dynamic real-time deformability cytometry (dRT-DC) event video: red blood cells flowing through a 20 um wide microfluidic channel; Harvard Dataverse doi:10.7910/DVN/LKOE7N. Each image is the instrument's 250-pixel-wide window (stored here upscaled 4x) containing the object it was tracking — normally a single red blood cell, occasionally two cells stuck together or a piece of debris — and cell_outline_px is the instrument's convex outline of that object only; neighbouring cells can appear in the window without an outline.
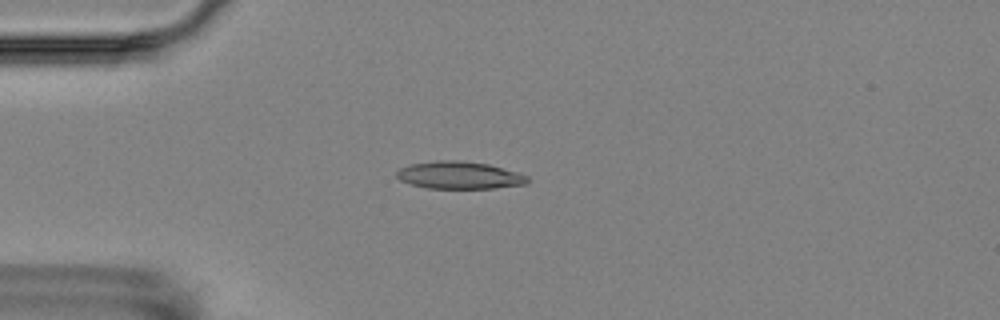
{"species": "Egyptian fruit bat (a non-hibernating species)", "species_latin": "Rousettus aegyptiacus", "temperature_condition": "room temperature", "stored_images_in_passage": 17, "camera_frame_rate_fps": 3000, "um_per_image_px": 0.085, "animal": {"sex": "female"}, "frame": {"image": 1, "passage_image": 5, "time_ms": 4.667, "image_size_px": [1000, 320], "cell_outline_px": [[528, 184], [496, 188], [428, 188], [412, 184], [400, 180], [396, 176], [396, 172], [400, 168], [412, 164], [436, 160], [460, 160], [488, 164], [516, 172], [528, 176]], "centroid_in_image_um": [39.05, 14.89], "position_along_channel_um": 45.9, "area_um2": 20.81}}
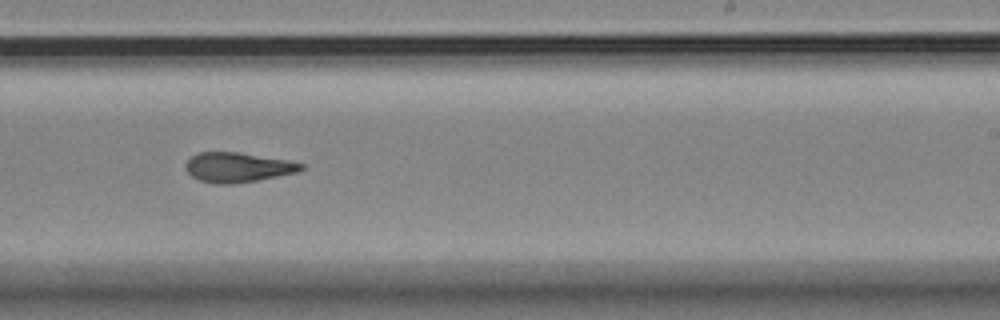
{"frame": {"image": 2, "passage_image": 11, "time_ms": 11.333, "image_size_px": [1000, 320], "cell_outline_px": [[304, 168], [296, 172], [236, 184], [212, 184], [200, 180], [192, 176], [184, 168], [184, 164], [192, 156], [200, 152], [236, 152], [288, 160], [304, 164]], "centroid_in_image_um": [20.16, 14.23], "position_along_channel_um": 268.8, "area_um2": 19.88}}
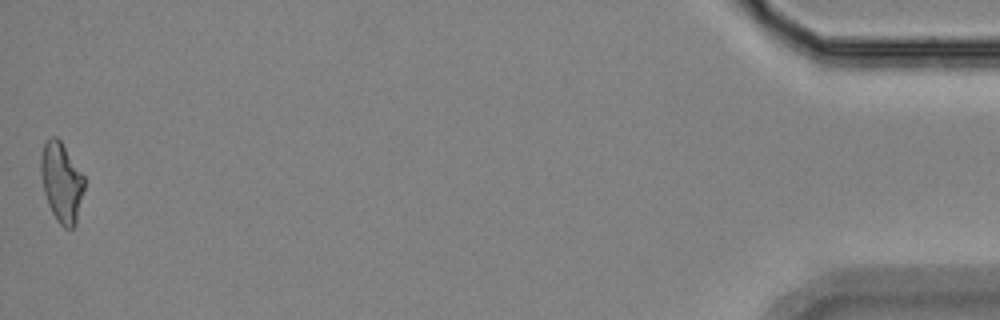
{"frame": {"image": 3, "passage_image": 17, "time_ms": 18.333, "image_size_px": [1000, 320], "cell_outline_px": [[84, 188], [76, 224], [72, 228], [64, 228], [56, 220], [48, 204], [44, 192], [40, 172], [40, 156], [44, 144], [52, 136], [56, 136], [60, 140], [84, 176]], "centroid_in_image_um": [5.22, 15.5], "position_along_channel_um": 430.0, "area_um2": 20.06}, "authors_computed_cell_mechanics": {"area_um2": 20.2878, "velocity_mm_per_s": 3.5978, "shape_relaxation_time_tau1_ms": null, "shape_relaxation_time_tau2_ms": 3.5414, "deformation_change_tau1": null, "deformation_change_tau2": 0.0881}}